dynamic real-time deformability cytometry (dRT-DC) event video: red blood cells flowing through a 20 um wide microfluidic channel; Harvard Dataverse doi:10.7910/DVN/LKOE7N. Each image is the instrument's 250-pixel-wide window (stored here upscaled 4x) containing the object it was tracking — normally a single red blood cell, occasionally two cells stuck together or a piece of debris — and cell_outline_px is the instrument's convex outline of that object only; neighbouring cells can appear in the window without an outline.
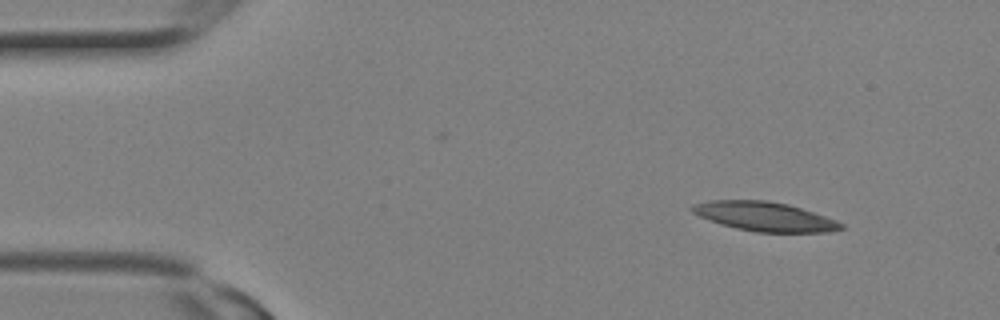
{"species": "Egyptian fruit bat (a non-hibernating species)", "species_latin": "Rousettus aegyptiacus", "temperature_condition": "room temperature", "stored_images_in_passage": 3, "camera_frame_rate_fps": 3000, "um_per_image_px": 0.085, "animal": {"sex": "female"}, "frame": {"image": 1, "passage_image": 3, "time_ms": 0.667, "image_size_px": [1000, 320], "cell_outline_px": [[844, 228], [828, 232], [756, 232], [736, 228], [720, 224], [700, 216], [692, 212], [688, 208], [692, 204], [712, 200], [768, 200], [788, 204], [836, 220], [844, 224]], "centroid_in_image_um": [64.97, 18.4], "position_along_channel_um": 20.0, "area_um2": 25.26}}